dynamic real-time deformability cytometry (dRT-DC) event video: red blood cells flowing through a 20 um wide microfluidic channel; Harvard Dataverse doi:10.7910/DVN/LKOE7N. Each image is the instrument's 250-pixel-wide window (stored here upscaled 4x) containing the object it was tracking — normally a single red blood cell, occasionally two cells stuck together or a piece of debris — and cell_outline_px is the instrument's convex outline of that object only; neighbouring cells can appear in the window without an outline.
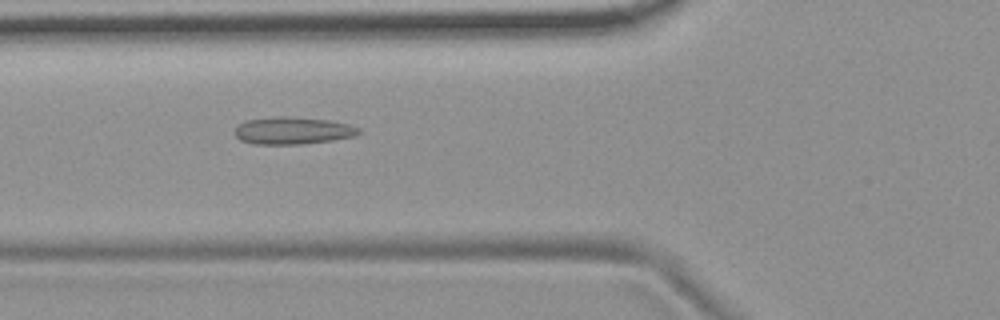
{"species": "common noctule bat (a hibernating species)", "species_latin": "Nyctalus noctula", "temperature_condition": "room temperature", "stored_images_in_passage": 54, "camera_frame_rate_fps": 3000, "um_per_image_px": 0.085, "animal": {"sex": "female", "body_mass_g": 19.9}, "frame": {"image": 1, "passage_image": 20, "time_ms": 6.333, "image_size_px": [1000, 320], "cell_outline_px": [[360, 132], [356, 136], [332, 140], [304, 144], [252, 144], [240, 140], [236, 136], [236, 128], [244, 120], [272, 116], [284, 116], [328, 120], [348, 124], [360, 128]], "centroid_in_image_um": [24.87, 11.1], "position_along_channel_um": 100.9, "area_um2": 19.77}}
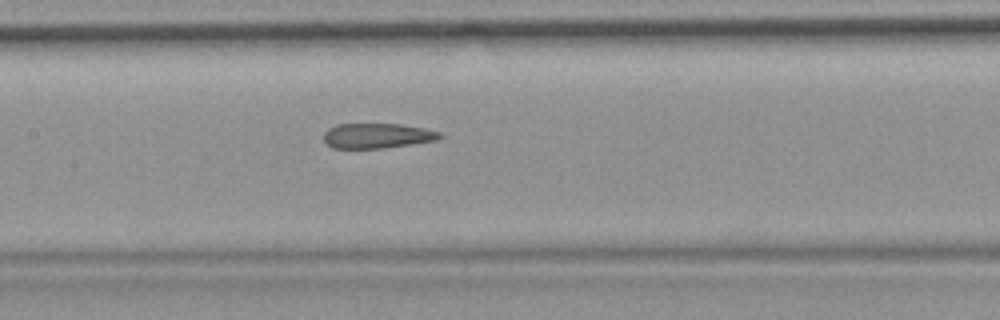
{"frame": {"image": 2, "passage_image": 26, "time_ms": 8.333, "image_size_px": [1000, 320], "cell_outline_px": [[444, 136], [436, 140], [384, 148], [332, 148], [324, 140], [324, 132], [328, 128], [336, 124], [400, 124], [424, 128], [440, 132]], "centroid_in_image_um": [32.05, 11.53], "position_along_channel_um": 175.3, "area_um2": 16.88}}
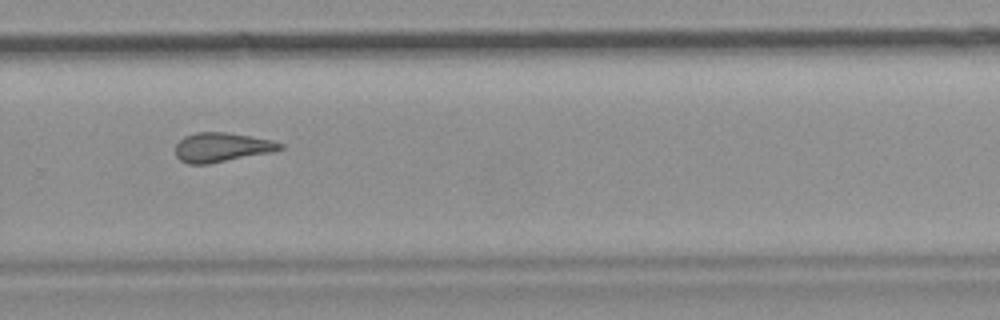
{"frame": {"image": 3, "passage_image": 37, "time_ms": 12.0, "image_size_px": [1000, 320], "cell_outline_px": [[284, 148], [272, 152], [208, 164], [188, 164], [180, 160], [176, 156], [176, 144], [184, 136], [196, 132], [228, 132], [272, 140], [284, 144]], "centroid_in_image_um": [18.85, 12.51], "position_along_channel_um": 310.9, "area_um2": 17.92}, "authors_computed_cell_mechanics": {"area_um2": 18.6405, "velocity_mm_per_s": 3.7176, "shape_relaxation_time_tau1_ms": null, "shape_relaxation_time_tau2_ms": 3.0334, "deformation_change_tau1": null, "deformation_change_tau2": 0.1316}}